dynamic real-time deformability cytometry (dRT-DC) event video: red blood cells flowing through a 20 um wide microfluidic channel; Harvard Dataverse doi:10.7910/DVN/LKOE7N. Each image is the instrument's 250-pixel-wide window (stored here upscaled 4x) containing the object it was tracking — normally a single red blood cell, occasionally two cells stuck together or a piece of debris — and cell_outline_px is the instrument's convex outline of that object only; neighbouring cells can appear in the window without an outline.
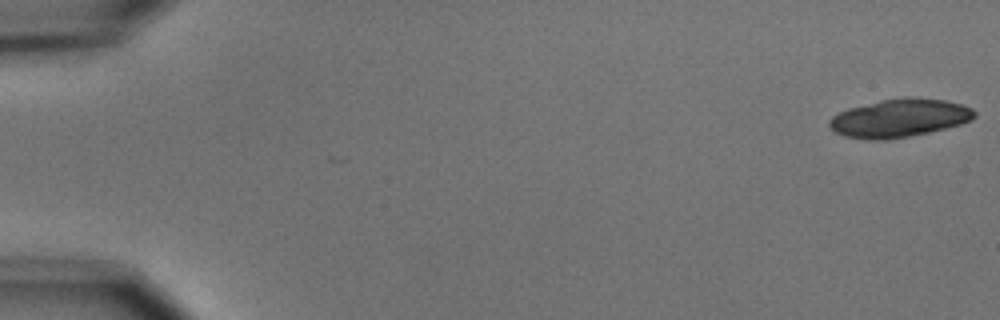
{"species": "common noctule bat (a hibernating species)", "species_latin": "Nyctalus noctula", "temperature_condition": "cold", "stored_images_in_passage": 8, "camera_frame_rate_fps": 3000, "um_per_image_px": 0.085, "animal": {"sex": "male", "body_mass_g": 15.6}, "frame": {"image": 1, "passage_image": 1, "time_ms": 0.0, "image_size_px": [1000, 320], "cell_outline_px": [[976, 116], [972, 120], [960, 124], [928, 132], [908, 136], [884, 140], [868, 140], [844, 136], [836, 132], [828, 124], [828, 120], [832, 116], [848, 108], [880, 100], [904, 96], [916, 96], [944, 100], [960, 104], [972, 108], [976, 112]], "centroid_in_image_um": [76.45, 10.02], "position_along_channel_um": 8.6, "area_um2": 32.43}}
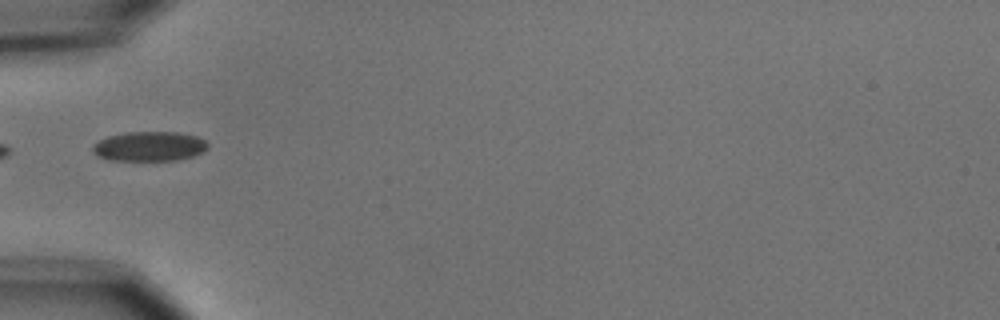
{"frame": {"image": 2, "passage_image": 6, "time_ms": 6.0, "image_size_px": [1000, 320], "cell_outline_px": [[208, 148], [204, 152], [192, 156], [176, 160], [112, 160], [96, 156], [92, 152], [92, 144], [108, 136], [124, 132], [176, 132], [196, 136], [204, 140], [208, 144]], "centroid_in_image_um": [12.67, 12.44], "position_along_channel_um": 72.3, "area_um2": 19.94}}
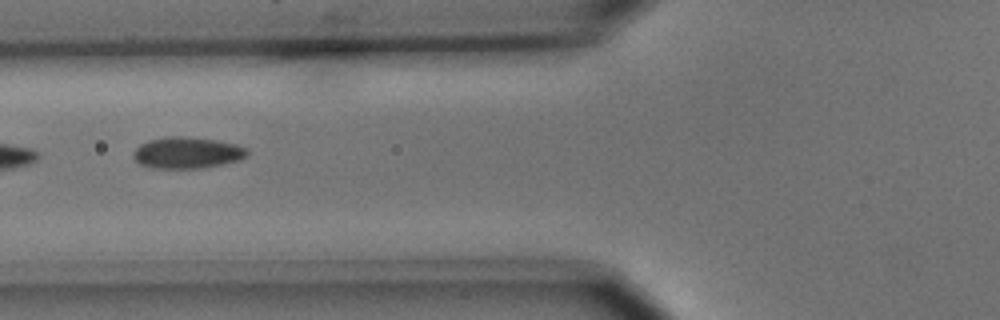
{"frame": {"image": 3, "passage_image": 7, "time_ms": 7.0, "image_size_px": [1000, 320], "cell_outline_px": [[248, 156], [240, 160], [224, 164], [200, 168], [148, 168], [140, 164], [132, 156], [132, 152], [140, 144], [148, 140], [168, 136], [184, 136], [216, 140], [236, 144], [248, 148]], "centroid_in_image_um": [15.91, 12.98], "position_along_channel_um": 109.9, "area_um2": 21.1}}